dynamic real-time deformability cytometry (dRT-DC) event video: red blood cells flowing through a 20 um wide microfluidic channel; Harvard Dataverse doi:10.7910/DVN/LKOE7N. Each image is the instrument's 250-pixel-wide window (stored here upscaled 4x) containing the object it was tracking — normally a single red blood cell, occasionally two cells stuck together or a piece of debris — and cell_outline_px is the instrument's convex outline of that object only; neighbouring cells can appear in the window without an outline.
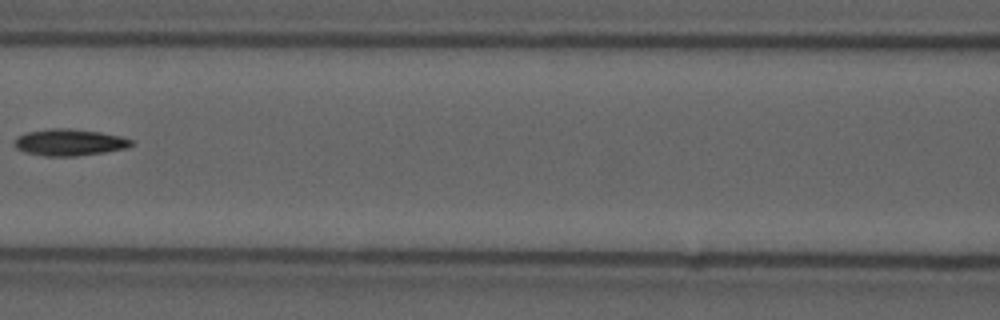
{"species": "common noctule bat (a hibernating species)", "species_latin": "Nyctalus noctula", "temperature_condition": "cold", "stored_images_in_passage": 4, "camera_frame_rate_fps": 3000, "um_per_image_px": 0.085, "animal": {"sex": "male", "forearm_length_mm": 52.5}, "frame": {"image": 1, "passage_image": 4, "time_ms": 1.0, "image_size_px": [1000, 320], "cell_outline_px": [[132, 144], [128, 148], [104, 152], [76, 156], [44, 156], [24, 152], [16, 148], [16, 136], [28, 132], [48, 128], [68, 128], [100, 132], [120, 136], [132, 140]], "centroid_in_image_um": [5.89, 12.1], "position_along_channel_um": 160.7, "area_um2": 18.09}}